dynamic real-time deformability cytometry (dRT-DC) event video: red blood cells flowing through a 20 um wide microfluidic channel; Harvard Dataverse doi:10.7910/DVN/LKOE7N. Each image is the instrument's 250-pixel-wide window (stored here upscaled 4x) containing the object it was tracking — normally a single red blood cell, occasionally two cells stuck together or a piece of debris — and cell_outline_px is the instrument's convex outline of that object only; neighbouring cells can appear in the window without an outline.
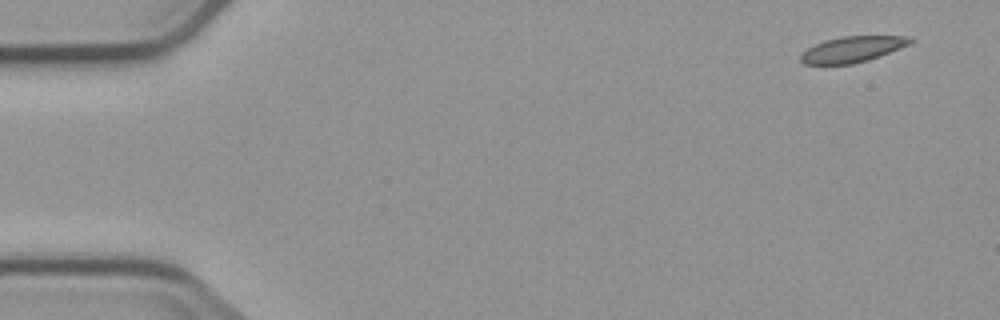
{"species": "common noctule bat (a hibernating species)", "species_latin": "Nyctalus noctula", "temperature_condition": "cold", "stored_images_in_passage": 4, "camera_frame_rate_fps": 3000, "um_per_image_px": 0.085, "animal": {"sex": "male", "body_mass_g": 23.1, "forearm_length_mm": 52.7}, "frame": {"image": 1, "passage_image": 1, "time_ms": 0.0, "image_size_px": [1000, 320], "cell_outline_px": [[916, 40], [912, 44], [880, 56], [868, 60], [852, 64], [804, 64], [800, 60], [800, 56], [808, 48], [824, 40], [840, 36], [912, 36]], "centroid_in_image_um": [72.53, 4.18], "position_along_channel_um": 12.5, "area_um2": 16.65}}
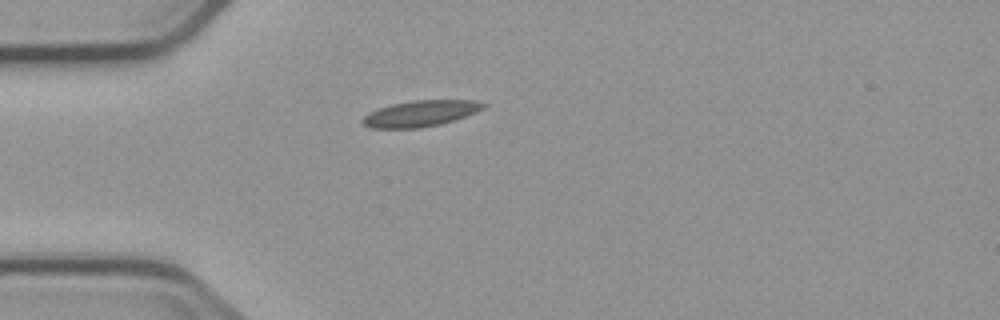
{"frame": {"image": 2, "passage_image": 3, "time_ms": 4.0, "image_size_px": [1000, 320], "cell_outline_px": [[488, 104], [484, 108], [476, 112], [440, 124], [420, 128], [372, 128], [364, 124], [360, 120], [368, 112], [392, 104], [412, 100], [476, 100]], "centroid_in_image_um": [35.74, 9.64], "position_along_channel_um": 49.3, "area_um2": 18.26}}